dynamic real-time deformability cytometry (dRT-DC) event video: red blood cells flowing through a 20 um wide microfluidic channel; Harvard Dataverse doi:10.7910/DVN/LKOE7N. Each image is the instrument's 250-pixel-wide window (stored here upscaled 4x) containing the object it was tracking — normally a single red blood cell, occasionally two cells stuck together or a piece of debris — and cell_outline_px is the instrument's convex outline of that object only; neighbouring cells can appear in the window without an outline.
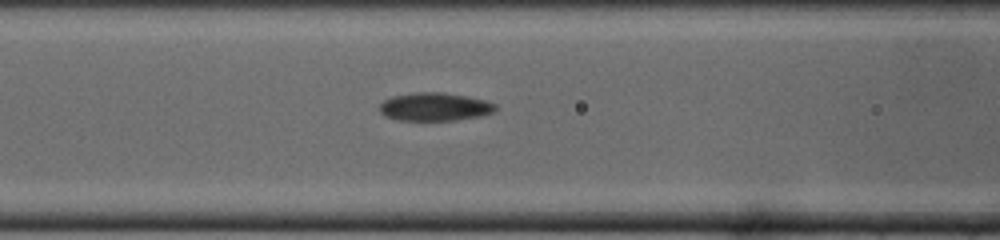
{"species": "common noctule bat (a hibernating species)", "species_latin": "Nyctalus noctula", "temperature_condition": "cold", "stored_images_in_passage": 20, "camera_frame_rate_fps": 3000, "um_per_image_px": 0.085, "animal": {"sex": "male", "body_mass_g": 19.0, "forearm_length_mm": 50.8}, "frame": {"image": 1, "passage_image": 4, "time_ms": 1.0, "image_size_px": [1000, 240], "cell_outline_px": [[496, 108], [492, 112], [476, 116], [452, 120], [400, 120], [384, 116], [380, 112], [380, 104], [384, 100], [392, 96], [416, 92], [440, 92], [464, 96], [484, 100], [496, 104]], "centroid_in_image_um": [36.89, 9.07], "position_along_channel_um": 129.7, "area_um2": 18.67}}
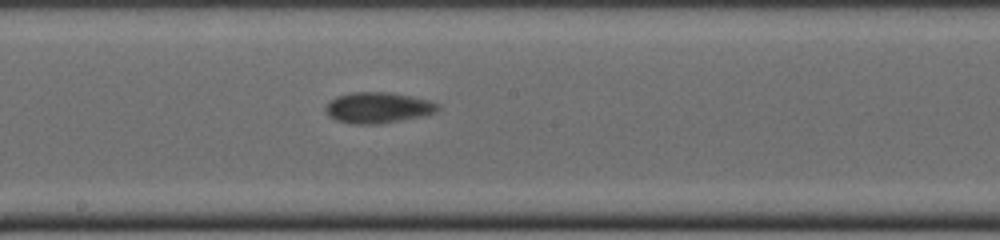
{"frame": {"image": 2, "passage_image": 9, "time_ms": 2.667, "image_size_px": [1000, 240], "cell_outline_px": [[440, 108], [436, 112], [420, 116], [380, 124], [352, 124], [336, 120], [328, 112], [328, 104], [332, 100], [340, 96], [352, 92], [388, 92], [428, 100], [440, 104]], "centroid_in_image_um": [32.19, 9.16], "position_along_channel_um": 216.0, "area_um2": 19.65}}
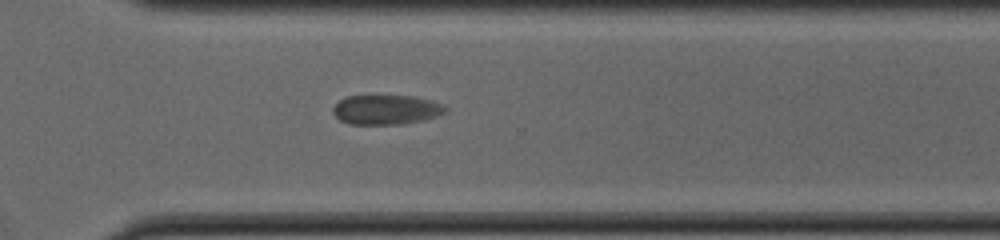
{"frame": {"image": 3, "passage_image": 16, "time_ms": 5.0, "image_size_px": [1000, 240], "cell_outline_px": [[448, 108], [444, 112], [436, 116], [424, 120], [400, 124], [352, 124], [340, 120], [332, 112], [332, 108], [340, 100], [348, 96], [412, 96], [444, 104]], "centroid_in_image_um": [32.82, 9.32], "position_along_channel_um": 337.8, "area_um2": 19.19}}